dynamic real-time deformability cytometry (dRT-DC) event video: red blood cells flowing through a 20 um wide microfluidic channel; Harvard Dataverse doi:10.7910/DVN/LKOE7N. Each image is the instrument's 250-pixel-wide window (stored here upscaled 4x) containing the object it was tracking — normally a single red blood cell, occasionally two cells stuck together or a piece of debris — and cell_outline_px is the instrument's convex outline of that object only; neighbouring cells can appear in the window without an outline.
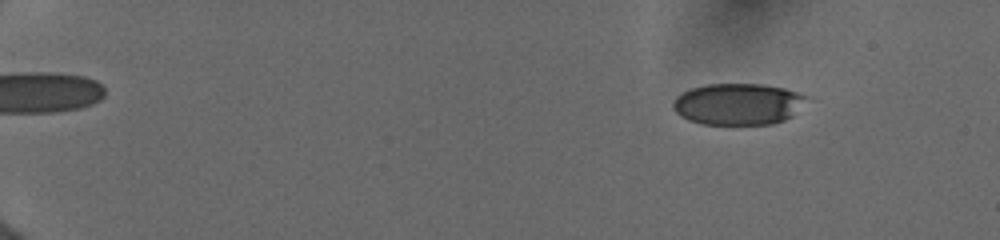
{"species": "human", "species_latin": "Homo sapiens", "temperature_condition": "cold", "stored_images_in_passage": 19, "camera_frame_rate_fps": 3000, "um_per_image_px": 0.085, "donor": {"sex": "female"}, "frame": {"image": 1, "passage_image": 2, "time_ms": 1.0, "image_size_px": [1000, 240], "cell_outline_px": [[808, 96], [792, 116], [784, 120], [772, 124], [704, 124], [688, 120], [680, 116], [676, 112], [672, 104], [676, 96], [692, 88], [704, 84], [760, 84], [784, 88]], "centroid_in_image_um": [62.7, 8.84], "position_along_channel_um": 22.3, "area_um2": 32.08}}
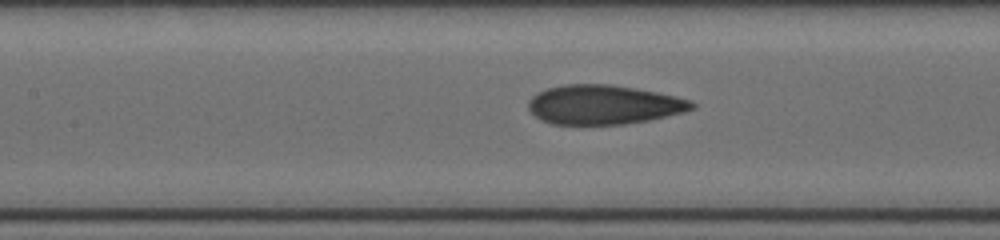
{"frame": {"image": 2, "passage_image": 12, "time_ms": 8.0, "image_size_px": [1000, 240], "cell_outline_px": [[696, 108], [684, 112], [648, 120], [624, 124], [552, 124], [540, 120], [528, 108], [528, 100], [536, 92], [548, 88], [564, 84], [608, 84], [656, 92], [676, 96], [692, 100], [696, 104]], "centroid_in_image_um": [51.31, 8.9], "position_along_channel_um": 156.1, "area_um2": 37.45}}
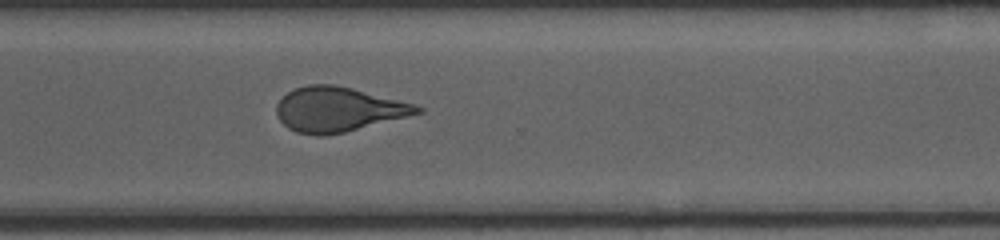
{"frame": {"image": 3, "passage_image": 19, "time_ms": 12.667, "image_size_px": [1000, 240], "cell_outline_px": [[424, 112], [344, 132], [324, 136], [320, 136], [296, 132], [288, 128], [280, 120], [276, 112], [276, 104], [288, 92], [296, 88], [308, 84], [332, 84], [352, 88], [412, 104], [424, 108]], "centroid_in_image_um": [28.71, 9.3], "position_along_channel_um": 341.9, "area_um2": 36.13}}